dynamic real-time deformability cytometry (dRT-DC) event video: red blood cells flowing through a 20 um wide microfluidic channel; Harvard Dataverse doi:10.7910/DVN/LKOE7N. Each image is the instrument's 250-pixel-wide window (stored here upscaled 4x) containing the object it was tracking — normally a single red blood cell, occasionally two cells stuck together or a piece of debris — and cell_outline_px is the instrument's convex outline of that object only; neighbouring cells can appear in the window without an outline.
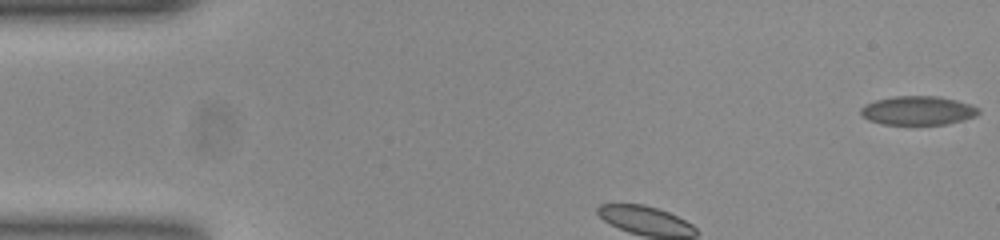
{"species": "common noctule bat (a hibernating species)", "species_latin": "Nyctalus noctula", "temperature_condition": "room temperature", "stored_images_in_passage": 3, "camera_frame_rate_fps": 3000, "um_per_image_px": 0.085, "animal": {"sex": "female", "body_mass_g": 23.0, "forearm_length_mm": 53.4}, "frame": {"image": 1, "passage_image": 1, "time_ms": 0.0, "image_size_px": [1000, 240], "cell_outline_px": [[980, 112], [976, 116], [944, 124], [884, 124], [868, 120], [860, 112], [860, 108], [876, 100], [896, 96], [936, 96], [956, 100], [980, 108]], "centroid_in_image_um": [78.03, 9.39], "position_along_channel_um": 7.0, "area_um2": 19.48}}